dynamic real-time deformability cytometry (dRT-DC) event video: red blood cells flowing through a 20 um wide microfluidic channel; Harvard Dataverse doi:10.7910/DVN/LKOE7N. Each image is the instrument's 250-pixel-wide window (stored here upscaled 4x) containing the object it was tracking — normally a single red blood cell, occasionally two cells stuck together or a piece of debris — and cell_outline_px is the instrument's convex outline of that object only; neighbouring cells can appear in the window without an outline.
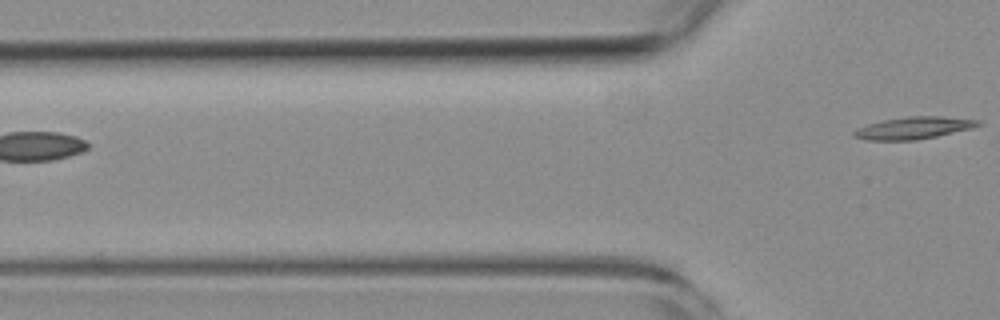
{"species": "common noctule bat (a hibernating species)", "species_latin": "Nyctalus noctula", "temperature_condition": "room temperature", "stored_images_in_passage": 5, "camera_frame_rate_fps": 3000, "um_per_image_px": 0.085, "animal": {"sex": "female", "body_mass_g": 19.3, "forearm_length_mm": 54.1}, "frame": {"image": 1, "passage_image": 5, "time_ms": 5.667, "image_size_px": [1000, 320], "cell_outline_px": [[984, 124], [972, 128], [936, 136], [916, 140], [864, 140], [852, 136], [852, 132], [856, 128], [868, 124], [884, 120], [908, 116], [940, 116], [980, 120]], "centroid_in_image_um": [77.65, 10.87], "position_along_channel_um": 48.2, "area_um2": 16.07}}